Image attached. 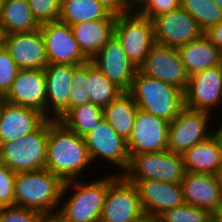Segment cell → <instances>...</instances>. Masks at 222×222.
Listing matches in <instances>:
<instances>
[{"label":"cell","instance_id":"obj_4","mask_svg":"<svg viewBox=\"0 0 222 222\" xmlns=\"http://www.w3.org/2000/svg\"><path fill=\"white\" fill-rule=\"evenodd\" d=\"M118 176L105 177L87 184L78 180L65 182L63 193L68 188L76 191L60 210H56V217L61 222H100L108 188Z\"/></svg>","mask_w":222,"mask_h":222},{"label":"cell","instance_id":"obj_41","mask_svg":"<svg viewBox=\"0 0 222 222\" xmlns=\"http://www.w3.org/2000/svg\"><path fill=\"white\" fill-rule=\"evenodd\" d=\"M133 222H161V220L158 216L143 213L139 218H137Z\"/></svg>","mask_w":222,"mask_h":222},{"label":"cell","instance_id":"obj_25","mask_svg":"<svg viewBox=\"0 0 222 222\" xmlns=\"http://www.w3.org/2000/svg\"><path fill=\"white\" fill-rule=\"evenodd\" d=\"M178 51L189 76L222 64V52L204 34Z\"/></svg>","mask_w":222,"mask_h":222},{"label":"cell","instance_id":"obj_18","mask_svg":"<svg viewBox=\"0 0 222 222\" xmlns=\"http://www.w3.org/2000/svg\"><path fill=\"white\" fill-rule=\"evenodd\" d=\"M184 201L216 215L222 206V181L219 175L186 172L181 181Z\"/></svg>","mask_w":222,"mask_h":222},{"label":"cell","instance_id":"obj_39","mask_svg":"<svg viewBox=\"0 0 222 222\" xmlns=\"http://www.w3.org/2000/svg\"><path fill=\"white\" fill-rule=\"evenodd\" d=\"M101 3L107 10H109L114 15H120L130 12V7L125 0H97Z\"/></svg>","mask_w":222,"mask_h":222},{"label":"cell","instance_id":"obj_44","mask_svg":"<svg viewBox=\"0 0 222 222\" xmlns=\"http://www.w3.org/2000/svg\"><path fill=\"white\" fill-rule=\"evenodd\" d=\"M6 103H7L6 96L0 93V114H1L2 108L4 107Z\"/></svg>","mask_w":222,"mask_h":222},{"label":"cell","instance_id":"obj_49","mask_svg":"<svg viewBox=\"0 0 222 222\" xmlns=\"http://www.w3.org/2000/svg\"><path fill=\"white\" fill-rule=\"evenodd\" d=\"M216 215L222 220V206L220 207V210Z\"/></svg>","mask_w":222,"mask_h":222},{"label":"cell","instance_id":"obj_17","mask_svg":"<svg viewBox=\"0 0 222 222\" xmlns=\"http://www.w3.org/2000/svg\"><path fill=\"white\" fill-rule=\"evenodd\" d=\"M84 140L91 162L101 156L121 167L122 171L127 170L130 163L127 141L119 136L104 118L93 131L84 136Z\"/></svg>","mask_w":222,"mask_h":222},{"label":"cell","instance_id":"obj_50","mask_svg":"<svg viewBox=\"0 0 222 222\" xmlns=\"http://www.w3.org/2000/svg\"><path fill=\"white\" fill-rule=\"evenodd\" d=\"M2 2L3 0H0V16H1V10H2Z\"/></svg>","mask_w":222,"mask_h":222},{"label":"cell","instance_id":"obj_13","mask_svg":"<svg viewBox=\"0 0 222 222\" xmlns=\"http://www.w3.org/2000/svg\"><path fill=\"white\" fill-rule=\"evenodd\" d=\"M155 43L176 47L201 37L204 32L197 21L181 6L153 19Z\"/></svg>","mask_w":222,"mask_h":222},{"label":"cell","instance_id":"obj_2","mask_svg":"<svg viewBox=\"0 0 222 222\" xmlns=\"http://www.w3.org/2000/svg\"><path fill=\"white\" fill-rule=\"evenodd\" d=\"M64 181L49 170L16 172L14 199L15 206L40 211L56 216L55 207L63 196Z\"/></svg>","mask_w":222,"mask_h":222},{"label":"cell","instance_id":"obj_11","mask_svg":"<svg viewBox=\"0 0 222 222\" xmlns=\"http://www.w3.org/2000/svg\"><path fill=\"white\" fill-rule=\"evenodd\" d=\"M210 112L184 107L169 124L167 149L183 154L195 144L209 138L214 132L207 131ZM208 132V133H207Z\"/></svg>","mask_w":222,"mask_h":222},{"label":"cell","instance_id":"obj_43","mask_svg":"<svg viewBox=\"0 0 222 222\" xmlns=\"http://www.w3.org/2000/svg\"><path fill=\"white\" fill-rule=\"evenodd\" d=\"M125 1L127 2L128 6L130 8H132V6H133V8L134 7L138 8V7H140L144 3L145 0H125ZM134 5H136V6L138 5V6L136 7Z\"/></svg>","mask_w":222,"mask_h":222},{"label":"cell","instance_id":"obj_42","mask_svg":"<svg viewBox=\"0 0 222 222\" xmlns=\"http://www.w3.org/2000/svg\"><path fill=\"white\" fill-rule=\"evenodd\" d=\"M7 32L0 21V49L6 47Z\"/></svg>","mask_w":222,"mask_h":222},{"label":"cell","instance_id":"obj_34","mask_svg":"<svg viewBox=\"0 0 222 222\" xmlns=\"http://www.w3.org/2000/svg\"><path fill=\"white\" fill-rule=\"evenodd\" d=\"M50 216L19 206L0 207V222H45Z\"/></svg>","mask_w":222,"mask_h":222},{"label":"cell","instance_id":"obj_33","mask_svg":"<svg viewBox=\"0 0 222 222\" xmlns=\"http://www.w3.org/2000/svg\"><path fill=\"white\" fill-rule=\"evenodd\" d=\"M212 215L206 209L184 203L164 212L160 220L161 222H210Z\"/></svg>","mask_w":222,"mask_h":222},{"label":"cell","instance_id":"obj_1","mask_svg":"<svg viewBox=\"0 0 222 222\" xmlns=\"http://www.w3.org/2000/svg\"><path fill=\"white\" fill-rule=\"evenodd\" d=\"M90 162L84 137L50 117L45 168L67 182L76 180Z\"/></svg>","mask_w":222,"mask_h":222},{"label":"cell","instance_id":"obj_38","mask_svg":"<svg viewBox=\"0 0 222 222\" xmlns=\"http://www.w3.org/2000/svg\"><path fill=\"white\" fill-rule=\"evenodd\" d=\"M181 0H145L138 13L153 20L155 17L180 7ZM141 8V10H140Z\"/></svg>","mask_w":222,"mask_h":222},{"label":"cell","instance_id":"obj_26","mask_svg":"<svg viewBox=\"0 0 222 222\" xmlns=\"http://www.w3.org/2000/svg\"><path fill=\"white\" fill-rule=\"evenodd\" d=\"M138 106L128 92H123L103 108V118L125 141L131 137Z\"/></svg>","mask_w":222,"mask_h":222},{"label":"cell","instance_id":"obj_7","mask_svg":"<svg viewBox=\"0 0 222 222\" xmlns=\"http://www.w3.org/2000/svg\"><path fill=\"white\" fill-rule=\"evenodd\" d=\"M135 10V12H134ZM133 13L116 15L114 35L121 42L128 58L139 68L155 44L153 20L134 8Z\"/></svg>","mask_w":222,"mask_h":222},{"label":"cell","instance_id":"obj_15","mask_svg":"<svg viewBox=\"0 0 222 222\" xmlns=\"http://www.w3.org/2000/svg\"><path fill=\"white\" fill-rule=\"evenodd\" d=\"M222 102V64L189 76L184 105L193 110L211 112Z\"/></svg>","mask_w":222,"mask_h":222},{"label":"cell","instance_id":"obj_5","mask_svg":"<svg viewBox=\"0 0 222 222\" xmlns=\"http://www.w3.org/2000/svg\"><path fill=\"white\" fill-rule=\"evenodd\" d=\"M48 134L49 118L34 132L0 144V161L15 172L45 169Z\"/></svg>","mask_w":222,"mask_h":222},{"label":"cell","instance_id":"obj_48","mask_svg":"<svg viewBox=\"0 0 222 222\" xmlns=\"http://www.w3.org/2000/svg\"><path fill=\"white\" fill-rule=\"evenodd\" d=\"M212 1L222 8V0H212Z\"/></svg>","mask_w":222,"mask_h":222},{"label":"cell","instance_id":"obj_30","mask_svg":"<svg viewBox=\"0 0 222 222\" xmlns=\"http://www.w3.org/2000/svg\"><path fill=\"white\" fill-rule=\"evenodd\" d=\"M88 87L90 102L102 109L123 93V91L113 82L109 81L90 60Z\"/></svg>","mask_w":222,"mask_h":222},{"label":"cell","instance_id":"obj_32","mask_svg":"<svg viewBox=\"0 0 222 222\" xmlns=\"http://www.w3.org/2000/svg\"><path fill=\"white\" fill-rule=\"evenodd\" d=\"M89 61L74 66L72 73V86L69 97V110L75 106L86 104L90 102L89 93Z\"/></svg>","mask_w":222,"mask_h":222},{"label":"cell","instance_id":"obj_14","mask_svg":"<svg viewBox=\"0 0 222 222\" xmlns=\"http://www.w3.org/2000/svg\"><path fill=\"white\" fill-rule=\"evenodd\" d=\"M95 67L123 92L132 86L139 69L126 55L121 42L113 35L101 50L90 59Z\"/></svg>","mask_w":222,"mask_h":222},{"label":"cell","instance_id":"obj_8","mask_svg":"<svg viewBox=\"0 0 222 222\" xmlns=\"http://www.w3.org/2000/svg\"><path fill=\"white\" fill-rule=\"evenodd\" d=\"M48 64L78 66L89 61L81 51L69 24L52 21L40 25Z\"/></svg>","mask_w":222,"mask_h":222},{"label":"cell","instance_id":"obj_20","mask_svg":"<svg viewBox=\"0 0 222 222\" xmlns=\"http://www.w3.org/2000/svg\"><path fill=\"white\" fill-rule=\"evenodd\" d=\"M5 48L20 69H44L48 64L45 42L40 29L7 34Z\"/></svg>","mask_w":222,"mask_h":222},{"label":"cell","instance_id":"obj_24","mask_svg":"<svg viewBox=\"0 0 222 222\" xmlns=\"http://www.w3.org/2000/svg\"><path fill=\"white\" fill-rule=\"evenodd\" d=\"M116 15L111 14L106 20L81 22L71 25L75 39L90 60L114 35Z\"/></svg>","mask_w":222,"mask_h":222},{"label":"cell","instance_id":"obj_35","mask_svg":"<svg viewBox=\"0 0 222 222\" xmlns=\"http://www.w3.org/2000/svg\"><path fill=\"white\" fill-rule=\"evenodd\" d=\"M27 2L39 25L59 20L61 0H27Z\"/></svg>","mask_w":222,"mask_h":222},{"label":"cell","instance_id":"obj_16","mask_svg":"<svg viewBox=\"0 0 222 222\" xmlns=\"http://www.w3.org/2000/svg\"><path fill=\"white\" fill-rule=\"evenodd\" d=\"M135 184L144 213L160 217L185 203L181 183L159 180H128Z\"/></svg>","mask_w":222,"mask_h":222},{"label":"cell","instance_id":"obj_19","mask_svg":"<svg viewBox=\"0 0 222 222\" xmlns=\"http://www.w3.org/2000/svg\"><path fill=\"white\" fill-rule=\"evenodd\" d=\"M46 76L44 69H20L11 89L6 94L7 103L33 108L46 114Z\"/></svg>","mask_w":222,"mask_h":222},{"label":"cell","instance_id":"obj_6","mask_svg":"<svg viewBox=\"0 0 222 222\" xmlns=\"http://www.w3.org/2000/svg\"><path fill=\"white\" fill-rule=\"evenodd\" d=\"M186 171L182 154L164 150L141 153L130 158L127 170L122 175L127 180H159L181 183Z\"/></svg>","mask_w":222,"mask_h":222},{"label":"cell","instance_id":"obj_22","mask_svg":"<svg viewBox=\"0 0 222 222\" xmlns=\"http://www.w3.org/2000/svg\"><path fill=\"white\" fill-rule=\"evenodd\" d=\"M73 71L74 66L68 64H47L44 68L46 109L51 106L50 110L55 114L52 119L60 120L69 111Z\"/></svg>","mask_w":222,"mask_h":222},{"label":"cell","instance_id":"obj_3","mask_svg":"<svg viewBox=\"0 0 222 222\" xmlns=\"http://www.w3.org/2000/svg\"><path fill=\"white\" fill-rule=\"evenodd\" d=\"M128 93L138 108L170 123L178 116L184 105V91L147 76L139 69Z\"/></svg>","mask_w":222,"mask_h":222},{"label":"cell","instance_id":"obj_45","mask_svg":"<svg viewBox=\"0 0 222 222\" xmlns=\"http://www.w3.org/2000/svg\"><path fill=\"white\" fill-rule=\"evenodd\" d=\"M214 134L217 136V138L220 141V144L222 145V125L219 127L217 131L214 132Z\"/></svg>","mask_w":222,"mask_h":222},{"label":"cell","instance_id":"obj_12","mask_svg":"<svg viewBox=\"0 0 222 222\" xmlns=\"http://www.w3.org/2000/svg\"><path fill=\"white\" fill-rule=\"evenodd\" d=\"M170 122L138 109L135 126L127 141L129 157L167 150Z\"/></svg>","mask_w":222,"mask_h":222},{"label":"cell","instance_id":"obj_46","mask_svg":"<svg viewBox=\"0 0 222 222\" xmlns=\"http://www.w3.org/2000/svg\"><path fill=\"white\" fill-rule=\"evenodd\" d=\"M45 222H61L56 216H50Z\"/></svg>","mask_w":222,"mask_h":222},{"label":"cell","instance_id":"obj_21","mask_svg":"<svg viewBox=\"0 0 222 222\" xmlns=\"http://www.w3.org/2000/svg\"><path fill=\"white\" fill-rule=\"evenodd\" d=\"M48 118L38 110L6 103L0 114V144L37 130Z\"/></svg>","mask_w":222,"mask_h":222},{"label":"cell","instance_id":"obj_9","mask_svg":"<svg viewBox=\"0 0 222 222\" xmlns=\"http://www.w3.org/2000/svg\"><path fill=\"white\" fill-rule=\"evenodd\" d=\"M143 213L135 184L119 175L108 188L100 222H133Z\"/></svg>","mask_w":222,"mask_h":222},{"label":"cell","instance_id":"obj_47","mask_svg":"<svg viewBox=\"0 0 222 222\" xmlns=\"http://www.w3.org/2000/svg\"><path fill=\"white\" fill-rule=\"evenodd\" d=\"M210 222H222V220L217 215H212Z\"/></svg>","mask_w":222,"mask_h":222},{"label":"cell","instance_id":"obj_10","mask_svg":"<svg viewBox=\"0 0 222 222\" xmlns=\"http://www.w3.org/2000/svg\"><path fill=\"white\" fill-rule=\"evenodd\" d=\"M139 70L149 77L177 87L182 91H185L189 81V75L176 47L155 43Z\"/></svg>","mask_w":222,"mask_h":222},{"label":"cell","instance_id":"obj_37","mask_svg":"<svg viewBox=\"0 0 222 222\" xmlns=\"http://www.w3.org/2000/svg\"><path fill=\"white\" fill-rule=\"evenodd\" d=\"M15 176L16 172L0 161V207L15 206Z\"/></svg>","mask_w":222,"mask_h":222},{"label":"cell","instance_id":"obj_29","mask_svg":"<svg viewBox=\"0 0 222 222\" xmlns=\"http://www.w3.org/2000/svg\"><path fill=\"white\" fill-rule=\"evenodd\" d=\"M103 120V109L91 102L71 108L59 121L84 137Z\"/></svg>","mask_w":222,"mask_h":222},{"label":"cell","instance_id":"obj_36","mask_svg":"<svg viewBox=\"0 0 222 222\" xmlns=\"http://www.w3.org/2000/svg\"><path fill=\"white\" fill-rule=\"evenodd\" d=\"M20 68L11 58L6 48L0 49V93L5 95L9 92L17 77Z\"/></svg>","mask_w":222,"mask_h":222},{"label":"cell","instance_id":"obj_23","mask_svg":"<svg viewBox=\"0 0 222 222\" xmlns=\"http://www.w3.org/2000/svg\"><path fill=\"white\" fill-rule=\"evenodd\" d=\"M186 172L219 175L222 166V145L215 134L195 144L183 154Z\"/></svg>","mask_w":222,"mask_h":222},{"label":"cell","instance_id":"obj_27","mask_svg":"<svg viewBox=\"0 0 222 222\" xmlns=\"http://www.w3.org/2000/svg\"><path fill=\"white\" fill-rule=\"evenodd\" d=\"M0 21L7 34L31 32L40 28L27 0H3Z\"/></svg>","mask_w":222,"mask_h":222},{"label":"cell","instance_id":"obj_51","mask_svg":"<svg viewBox=\"0 0 222 222\" xmlns=\"http://www.w3.org/2000/svg\"><path fill=\"white\" fill-rule=\"evenodd\" d=\"M219 177H220V179L222 181V166H221V170H220V173H219Z\"/></svg>","mask_w":222,"mask_h":222},{"label":"cell","instance_id":"obj_28","mask_svg":"<svg viewBox=\"0 0 222 222\" xmlns=\"http://www.w3.org/2000/svg\"><path fill=\"white\" fill-rule=\"evenodd\" d=\"M112 13L97 0H61L59 21L71 25L106 20Z\"/></svg>","mask_w":222,"mask_h":222},{"label":"cell","instance_id":"obj_31","mask_svg":"<svg viewBox=\"0 0 222 222\" xmlns=\"http://www.w3.org/2000/svg\"><path fill=\"white\" fill-rule=\"evenodd\" d=\"M180 6L197 21L203 32L222 22V8L212 0H181Z\"/></svg>","mask_w":222,"mask_h":222},{"label":"cell","instance_id":"obj_40","mask_svg":"<svg viewBox=\"0 0 222 222\" xmlns=\"http://www.w3.org/2000/svg\"><path fill=\"white\" fill-rule=\"evenodd\" d=\"M204 35L222 52V22L210 27Z\"/></svg>","mask_w":222,"mask_h":222}]
</instances>
